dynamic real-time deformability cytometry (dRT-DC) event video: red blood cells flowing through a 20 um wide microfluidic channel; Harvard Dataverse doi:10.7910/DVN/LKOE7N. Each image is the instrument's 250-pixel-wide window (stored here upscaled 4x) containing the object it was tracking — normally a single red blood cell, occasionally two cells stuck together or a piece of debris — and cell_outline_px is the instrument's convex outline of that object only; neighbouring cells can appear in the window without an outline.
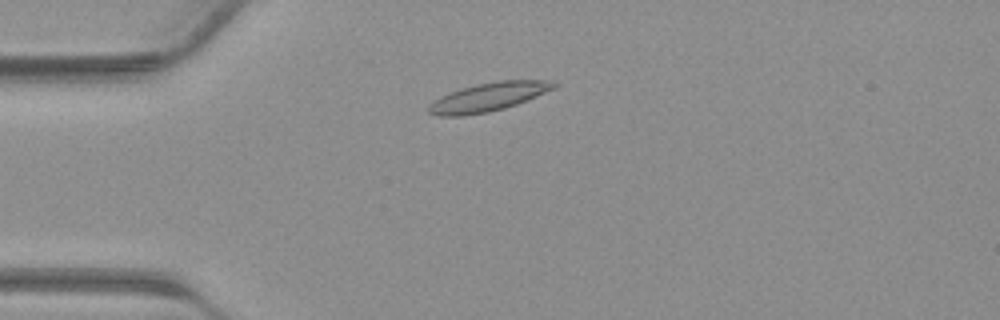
{"species": "common noctule bat (a hibernating species)", "species_latin": "Nyctalus noctula", "temperature_condition": "warm", "stored_images_in_passage": 38, "camera_frame_rate_fps": 3000, "um_per_image_px": 0.085, "animal": {"sex": "male", "body_mass_g": 23.1, "forearm_length_mm": 52.7}, "frame": {"image": 1, "passage_image": 7, "time_ms": 2.0, "image_size_px": [1000, 320], "cell_outline_px": [[560, 84], [556, 88], [516, 104], [504, 108], [488, 112], [460, 116], [436, 116], [428, 112], [428, 104], [440, 96], [448, 92], [460, 88], [476, 84], [500, 80], [552, 80]], "centroid_in_image_um": [41.5, 8.23], "position_along_channel_um": 43.5, "area_um2": 21.04}}
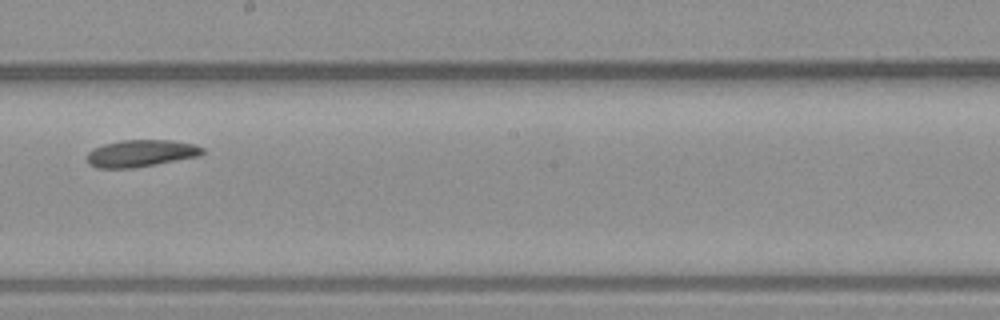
{"frame": {"image": 2, "passage_image": 20, "time_ms": 6.333, "image_size_px": [1000, 320], "cell_outline_px": [[204, 152], [200, 156], [156, 164], [132, 168], [96, 168], [88, 164], [88, 152], [92, 148], [104, 144], [120, 140], [172, 140], [196, 144], [204, 148]], "centroid_in_image_um": [11.99, 13.03], "position_along_channel_um": 236.2, "area_um2": 18.32}}
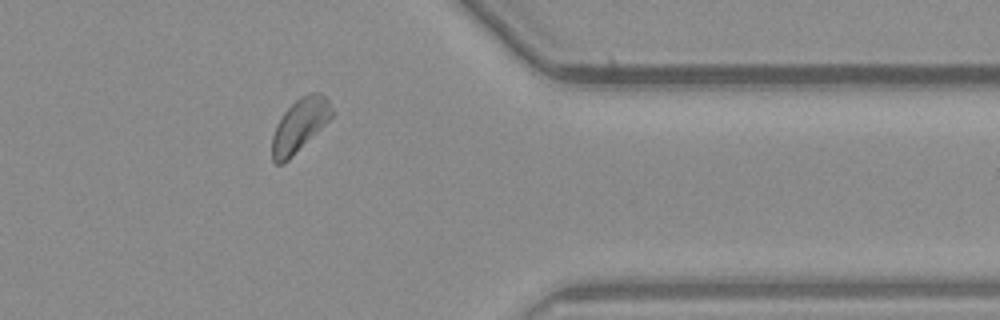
{"frame": {"image": 3, "passage_image": 30, "time_ms": 9.667, "image_size_px": [1000, 320], "cell_outline_px": [[336, 112], [284, 164], [276, 164], [272, 160], [272, 136], [276, 124], [284, 112], [300, 96], [308, 92], [320, 92], [328, 100]], "centroid_in_image_um": [25.47, 10.62], "position_along_channel_um": 385.9, "area_um2": 18.32}}